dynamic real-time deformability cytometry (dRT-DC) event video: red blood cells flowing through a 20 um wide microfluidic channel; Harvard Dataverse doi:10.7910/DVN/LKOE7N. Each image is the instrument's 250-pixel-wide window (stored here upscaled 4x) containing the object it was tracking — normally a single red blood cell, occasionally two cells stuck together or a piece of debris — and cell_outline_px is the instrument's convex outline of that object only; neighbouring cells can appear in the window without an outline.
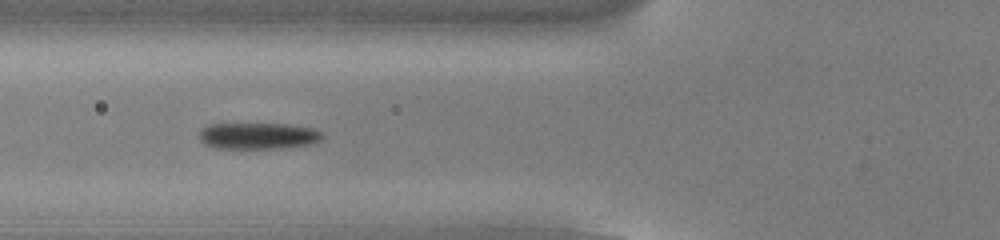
{"species": "common noctule bat (a hibernating species)", "species_latin": "Nyctalus noctula", "temperature_condition": "cold", "stored_images_in_passage": 50, "camera_frame_rate_fps": 3000, "um_per_image_px": 0.085, "animal": {"sex": "male", "body_mass_g": 13.0, "forearm_length_mm": 53.1}, "frame": {"image": 1, "passage_image": 17, "time_ms": 5.333, "image_size_px": [1000, 240], "cell_outline_px": [[324, 136], [320, 140], [312, 144], [284, 148], [212, 148], [204, 144], [200, 140], [200, 128], [208, 124], [288, 124], [312, 128], [324, 132]], "centroid_in_image_um": [21.95, 11.55], "position_along_channel_um": 103.9, "area_um2": 19.19}}
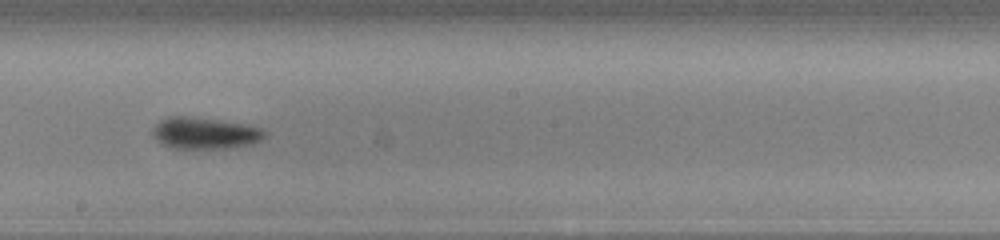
{"frame": {"image": 2, "passage_image": 27, "time_ms": 8.667, "image_size_px": [1000, 240], "cell_outline_px": [[268, 136], [264, 140], [252, 144], [236, 148], [168, 148], [156, 140], [152, 132], [152, 128], [160, 120], [168, 116], [188, 116], [248, 124], [264, 128], [268, 132]], "centroid_in_image_um": [17.49, 11.32], "position_along_channel_um": 230.7, "area_um2": 21.21}}
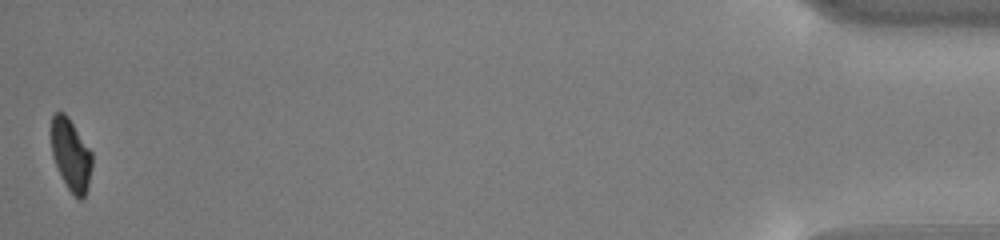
{"frame": {"image": 3, "passage_image": 50, "time_ms": 16.333, "image_size_px": [1000, 240], "cell_outline_px": [[92, 168], [88, 188], [84, 196], [80, 200], [68, 188], [52, 156], [52, 116], [56, 112], [64, 112], [68, 116], [92, 152]], "centroid_in_image_um": [6.05, 13.14], "position_along_channel_um": 429.1, "area_um2": 16.82}, "authors_computed_cell_mechanics": {"area_um2": 19.5075, "velocity_mm_per_s": 3.8112, "shape_relaxation_time_tau1_ms": 1.934, "shape_relaxation_time_tau2_ms": null, "deformation_change_tau1": 0.1205, "deformation_change_tau2": null}}